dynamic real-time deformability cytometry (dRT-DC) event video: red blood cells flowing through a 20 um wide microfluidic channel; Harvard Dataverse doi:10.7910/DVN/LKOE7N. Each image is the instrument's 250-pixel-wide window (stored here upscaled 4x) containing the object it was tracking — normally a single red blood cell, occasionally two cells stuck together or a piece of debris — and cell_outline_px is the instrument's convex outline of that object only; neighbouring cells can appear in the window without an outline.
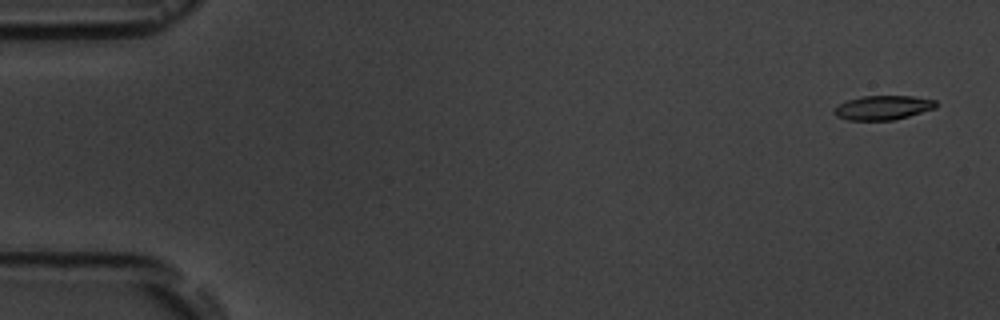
{"species": "common noctule bat (a hibernating species)", "species_latin": "Nyctalus noctula", "temperature_condition": "room temperature", "stored_images_in_passage": 6, "camera_frame_rate_fps": 3000, "um_per_image_px": 0.085, "animal": {"sex": "male", "body_mass_g": 19.5, "forearm_length_mm": 54.6}, "frame": {"image": 1, "passage_image": 1, "time_ms": 0.0, "image_size_px": [1000, 320], "cell_outline_px": [[936, 108], [908, 116], [892, 120], [848, 120], [836, 116], [832, 112], [832, 108], [848, 100], [860, 96], [912, 96], [936, 100]], "centroid_in_image_um": [75.02, 9.15], "position_along_channel_um": 10.0, "area_um2": 14.39}}
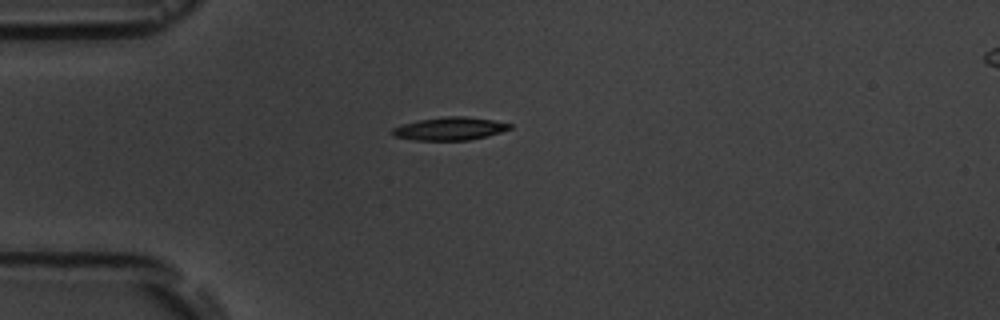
{"frame": {"image": 2, "passage_image": 5, "time_ms": 4.333, "image_size_px": [1000, 320], "cell_outline_px": [[512, 128], [488, 136], [468, 140], [412, 140], [392, 136], [392, 128], [404, 124], [420, 120], [444, 116], [464, 116], [492, 120], [512, 124]], "centroid_in_image_um": [38.23, 10.94], "position_along_channel_um": 46.8, "area_um2": 15.66}}
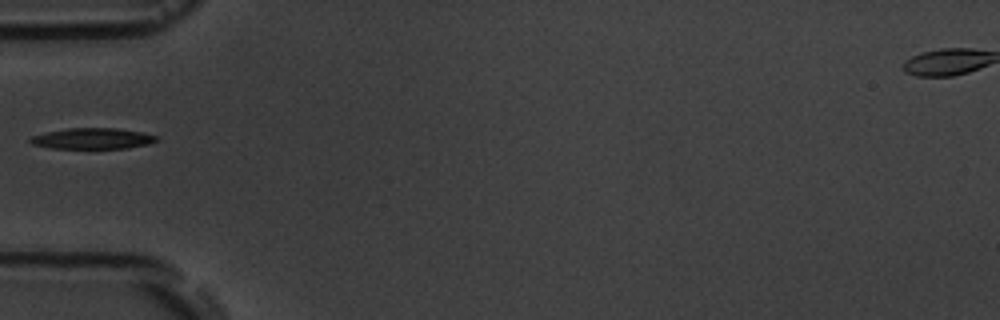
{"frame": {"image": 3, "passage_image": 6, "time_ms": 5.667, "image_size_px": [1000, 320], "cell_outline_px": [[160, 140], [148, 144], [128, 148], [52, 148], [32, 144], [28, 140], [32, 136], [44, 132], [68, 128], [116, 128], [140, 132], [156, 136]], "centroid_in_image_um": [7.85, 11.77], "position_along_channel_um": 77.2, "area_um2": 15.32}}